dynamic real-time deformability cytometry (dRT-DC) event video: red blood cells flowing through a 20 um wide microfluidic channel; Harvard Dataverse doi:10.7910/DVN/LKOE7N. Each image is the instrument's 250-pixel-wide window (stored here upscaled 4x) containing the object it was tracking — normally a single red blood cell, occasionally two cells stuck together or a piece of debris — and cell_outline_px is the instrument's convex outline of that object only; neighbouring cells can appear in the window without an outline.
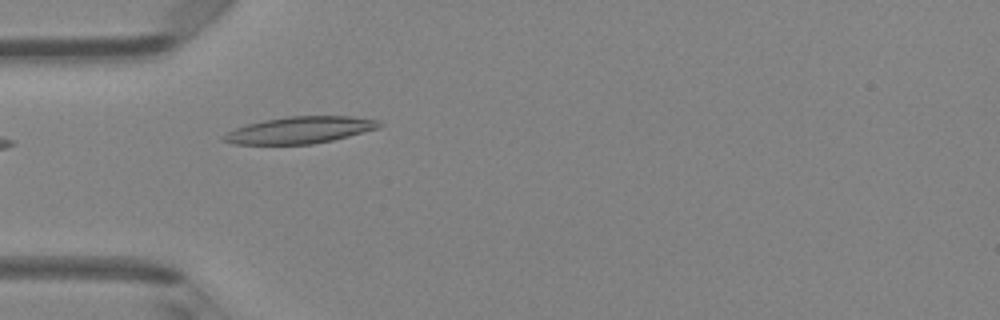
{"species": "Egyptian fruit bat (a non-hibernating species)", "species_latin": "Rousettus aegyptiacus", "temperature_condition": "room temperature", "stored_images_in_passage": 4, "camera_frame_rate_fps": 3000, "um_per_image_px": 0.085, "animal": {"sex": "female"}, "frame": {"image": 1, "passage_image": 4, "time_ms": 1.0, "image_size_px": [1000, 320], "cell_outline_px": [[384, 124], [380, 128], [332, 140], [312, 144], [232, 144], [220, 140], [220, 136], [236, 128], [248, 124], [264, 120], [288, 116], [352, 116], [380, 120]], "centroid_in_image_um": [25.51, 11.05], "position_along_channel_um": 59.5, "area_um2": 24.39}}